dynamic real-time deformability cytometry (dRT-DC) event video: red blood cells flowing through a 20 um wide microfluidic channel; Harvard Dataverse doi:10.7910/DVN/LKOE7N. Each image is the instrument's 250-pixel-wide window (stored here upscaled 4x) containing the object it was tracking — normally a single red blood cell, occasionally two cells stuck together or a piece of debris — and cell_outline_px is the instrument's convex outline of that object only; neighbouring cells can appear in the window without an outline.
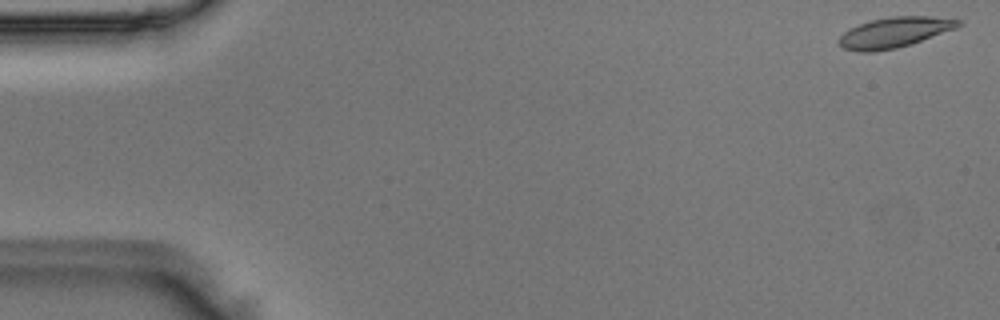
{"species": "Egyptian fruit bat (a non-hibernating species)", "species_latin": "Rousettus aegyptiacus", "temperature_condition": "room temperature", "stored_images_in_passage": 47, "camera_frame_rate_fps": 3000, "um_per_image_px": 0.085, "animal": {"sex": "male"}, "frame": {"image": 1, "passage_image": 1, "time_ms": 0.0, "image_size_px": [1000, 320], "cell_outline_px": [[960, 24], [956, 28], [896, 48], [872, 52], [856, 52], [844, 48], [840, 44], [840, 36], [848, 28], [872, 20], [892, 16], [932, 16], [960, 20]], "centroid_in_image_um": [75.98, 2.75], "position_along_channel_um": 9.0, "area_um2": 20.69}}
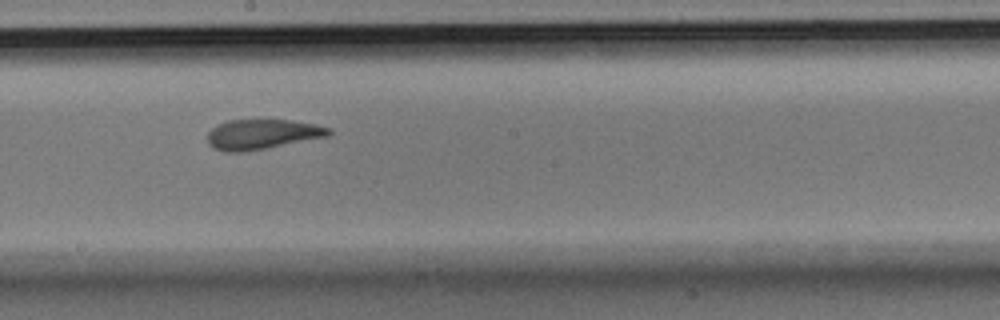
{"frame": {"image": 2, "passage_image": 28, "time_ms": 9.0, "image_size_px": [1000, 320], "cell_outline_px": [[332, 132], [328, 136], [244, 152], [224, 152], [212, 148], [208, 144], [208, 132], [216, 124], [228, 120], [288, 120], [316, 124], [332, 128]], "centroid_in_image_um": [22.25, 11.41], "position_along_channel_um": 225.9, "area_um2": 21.21}}
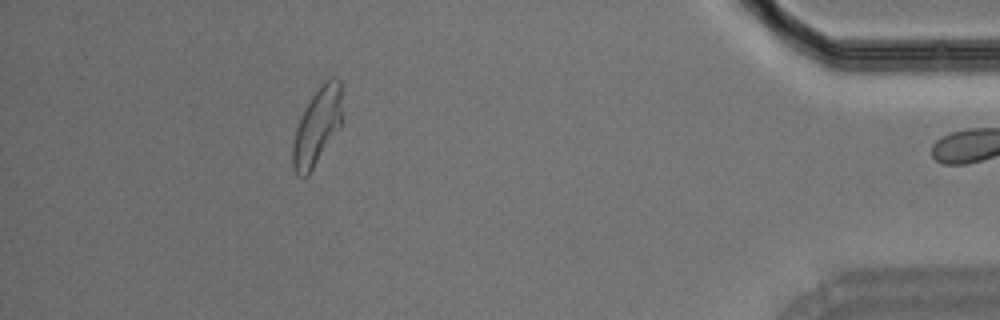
{"frame": {"image": 3, "passage_image": 46, "time_ms": 15.0, "image_size_px": [1000, 320], "cell_outline_px": [[340, 128], [308, 176], [296, 176], [292, 168], [292, 144], [296, 128], [300, 116], [304, 108], [320, 84], [324, 80], [332, 76], [336, 76], [340, 80]], "centroid_in_image_um": [26.92, 10.77], "position_along_channel_um": 408.3, "area_um2": 22.25}}